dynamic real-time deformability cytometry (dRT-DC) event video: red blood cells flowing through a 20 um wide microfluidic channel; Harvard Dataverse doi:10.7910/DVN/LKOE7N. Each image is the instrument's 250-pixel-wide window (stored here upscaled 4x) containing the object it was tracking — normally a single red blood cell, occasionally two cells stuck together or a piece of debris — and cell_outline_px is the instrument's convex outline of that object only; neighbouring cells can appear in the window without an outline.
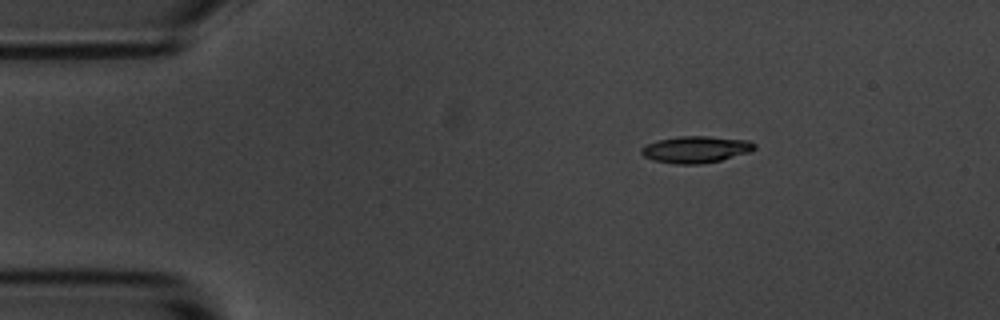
{"species": "common noctule bat (a hibernating species)", "species_latin": "Nyctalus noctula", "temperature_condition": "room temperature", "stored_images_in_passage": 4, "camera_frame_rate_fps": 3000, "um_per_image_px": 0.085, "animal": {"sex": "male", "body_mass_g": 20.1, "forearm_length_mm": 53.5}, "frame": {"image": 1, "passage_image": 1, "time_ms": 0.0, "image_size_px": [1000, 320], "cell_outline_px": [[756, 148], [748, 152], [720, 160], [700, 164], [676, 164], [652, 160], [644, 156], [640, 152], [640, 148], [644, 144], [656, 140], [680, 136], [708, 136], [748, 140], [756, 144]], "centroid_in_image_um": [59.09, 12.69], "position_along_channel_um": 25.9, "area_um2": 17.69}}